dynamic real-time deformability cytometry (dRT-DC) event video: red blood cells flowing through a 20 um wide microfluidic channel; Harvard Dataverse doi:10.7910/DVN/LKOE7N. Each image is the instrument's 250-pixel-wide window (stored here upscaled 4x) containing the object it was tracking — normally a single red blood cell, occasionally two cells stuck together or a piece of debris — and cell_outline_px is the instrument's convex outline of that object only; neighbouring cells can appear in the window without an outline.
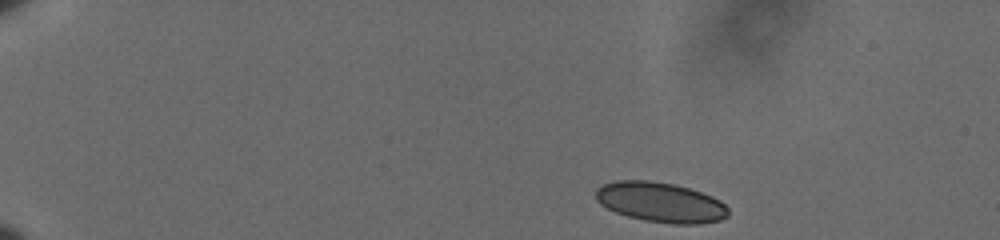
{"species": "human", "species_latin": "Homo sapiens", "temperature_condition": "cold", "stored_images_in_passage": 18, "camera_frame_rate_fps": 3000, "um_per_image_px": 0.085, "donor": {"sex": "male"}, "frame": {"image": 1, "passage_image": 1, "time_ms": 0.0, "image_size_px": [1000, 240], "cell_outline_px": [[728, 216], [720, 220], [700, 224], [672, 224], [644, 220], [628, 216], [616, 212], [600, 204], [596, 200], [596, 188], [604, 184], [616, 180], [648, 180], [676, 184], [712, 196], [720, 200], [728, 208]], "centroid_in_image_um": [56.15, 17.19], "position_along_channel_um": 28.8, "area_um2": 30.92}}
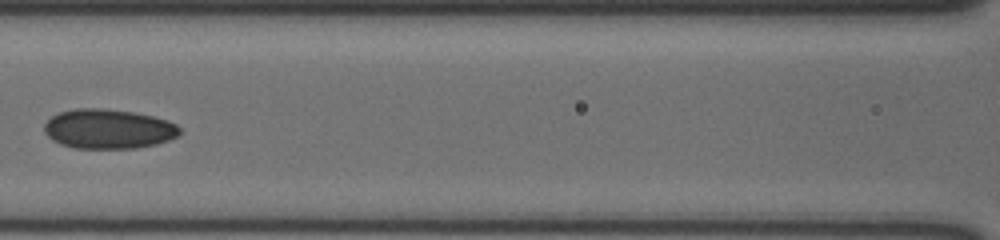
{"frame": {"image": 2, "passage_image": 11, "time_ms": 3.333, "image_size_px": [1000, 240], "cell_outline_px": [[180, 132], [176, 136], [168, 140], [156, 144], [136, 148], [72, 148], [60, 144], [52, 140], [44, 132], [44, 124], [52, 116], [60, 112], [76, 108], [100, 108], [132, 112], [152, 116], [168, 120], [176, 124], [180, 128]], "centroid_in_image_um": [9.19, 10.96], "position_along_channel_um": 157.4, "area_um2": 31.21}}
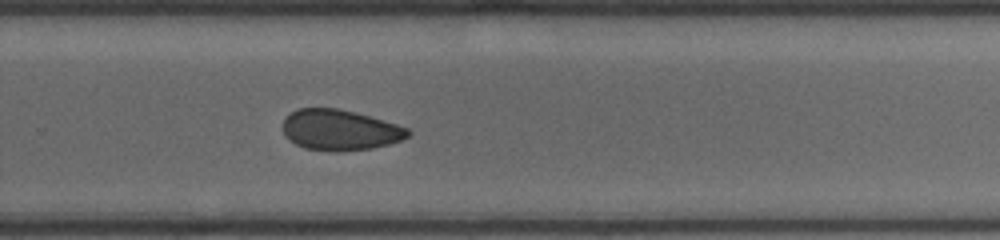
{"frame": {"image": 3, "passage_image": 18, "time_ms": 5.667, "image_size_px": [1000, 240], "cell_outline_px": [[412, 132], [408, 136], [400, 140], [388, 144], [372, 148], [336, 152], [332, 152], [304, 148], [288, 140], [284, 136], [284, 120], [292, 112], [300, 108], [336, 108], [356, 112], [384, 120], [408, 128]], "centroid_in_image_um": [28.89, 11.06], "position_along_channel_um": 300.9, "area_um2": 29.65}}